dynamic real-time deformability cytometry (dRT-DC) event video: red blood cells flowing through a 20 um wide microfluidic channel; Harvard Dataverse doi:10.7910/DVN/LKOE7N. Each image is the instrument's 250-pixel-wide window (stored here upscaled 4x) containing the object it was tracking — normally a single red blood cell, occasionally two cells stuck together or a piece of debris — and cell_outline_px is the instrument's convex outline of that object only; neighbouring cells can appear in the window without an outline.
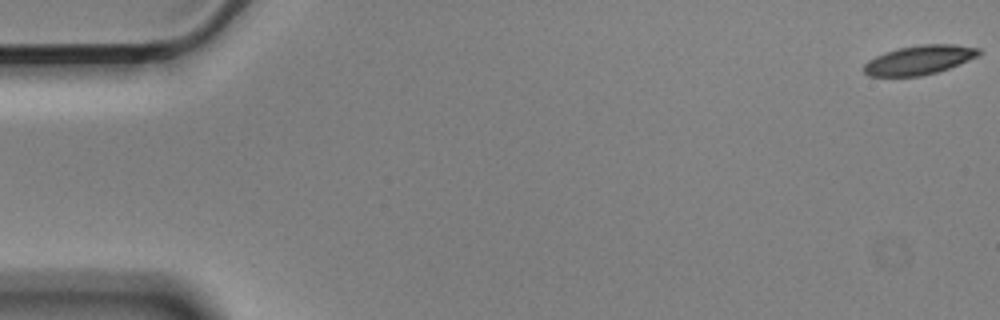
{"species": "Egyptian fruit bat (a non-hibernating species)", "species_latin": "Rousettus aegyptiacus", "temperature_condition": "cold", "stored_images_in_passage": 57, "camera_frame_rate_fps": 3000, "um_per_image_px": 0.085, "animal": {"sex": "male"}, "frame": {"image": 1, "passage_image": 1, "time_ms": 0.0, "image_size_px": [1000, 320], "cell_outline_px": [[980, 56], [948, 68], [936, 72], [920, 76], [868, 76], [864, 72], [864, 64], [868, 60], [884, 52], [896, 48], [920, 44], [956, 44], [980, 48]], "centroid_in_image_um": [78.14, 5.08], "position_along_channel_um": 6.9, "area_um2": 19.65}}
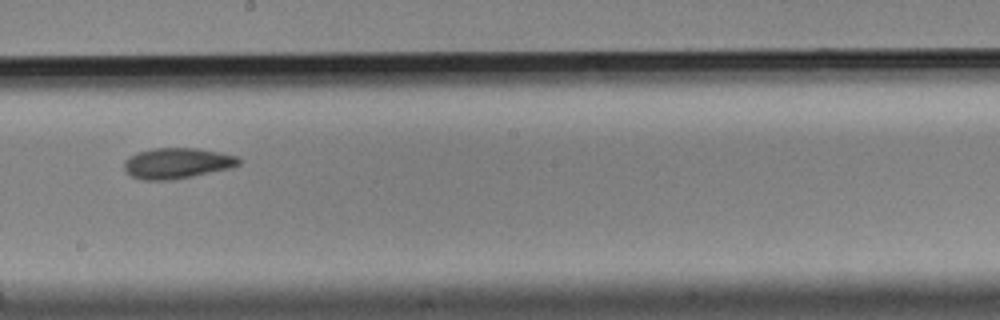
{"frame": {"image": 2, "passage_image": 32, "time_ms": 10.333, "image_size_px": [1000, 320], "cell_outline_px": [[240, 164], [232, 168], [172, 180], [140, 180], [132, 176], [124, 168], [124, 160], [128, 156], [136, 152], [152, 148], [196, 148], [220, 152], [240, 156]], "centroid_in_image_um": [15.06, 13.87], "position_along_channel_um": 233.1, "area_um2": 20.75}}
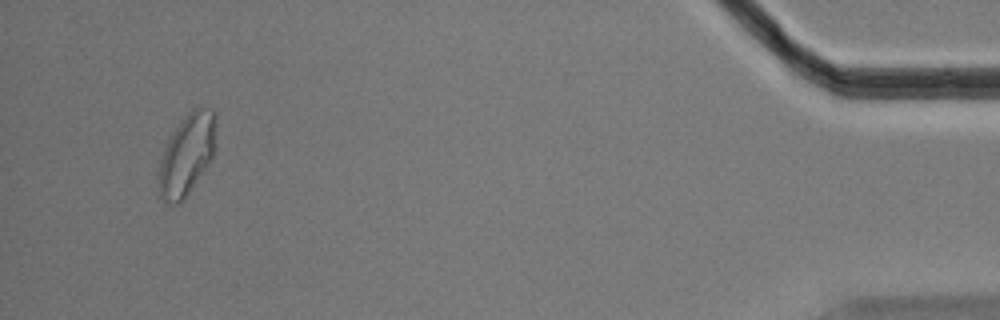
{"frame": {"image": 3, "passage_image": 54, "time_ms": 17.667, "image_size_px": [1000, 320], "cell_outline_px": [[216, 148], [212, 156], [192, 188], [184, 200], [180, 204], [164, 204], [160, 196], [156, 184], [156, 172], [164, 148], [172, 132], [180, 120], [192, 108], [204, 104], [212, 108], [216, 112]], "centroid_in_image_um": [15.86, 13.11], "position_along_channel_um": 419.3, "area_um2": 28.15}, "authors_computed_cell_mechanics": {"area_um2": 20.4612, "velocity_mm_per_s": 3.5619, "shape_relaxation_time_tau1_ms": 6.6779, "shape_relaxation_time_tau2_ms": 3.3632, "deformation_change_tau1": 0.178, "deformation_change_tau2": 0.089}}